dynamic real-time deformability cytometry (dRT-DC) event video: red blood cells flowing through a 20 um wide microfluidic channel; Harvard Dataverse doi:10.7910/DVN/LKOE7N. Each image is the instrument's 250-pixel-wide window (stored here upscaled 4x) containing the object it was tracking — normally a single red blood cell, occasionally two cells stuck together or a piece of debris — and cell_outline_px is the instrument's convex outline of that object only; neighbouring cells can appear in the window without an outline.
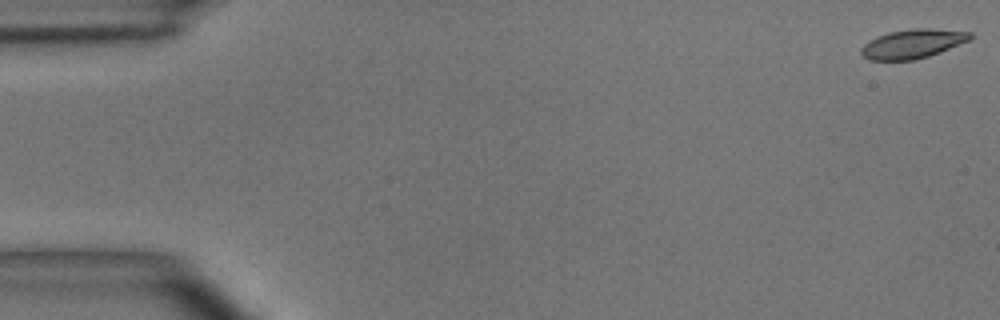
{"species": "common noctule bat (a hibernating species)", "species_latin": "Nyctalus noctula", "temperature_condition": "room temperature", "stored_images_in_passage": 49, "camera_frame_rate_fps": 3000, "um_per_image_px": 0.085, "animal": {"sex": "male", "body_mass_g": 15.6}, "frame": {"image": 1, "passage_image": 1, "time_ms": 0.0, "image_size_px": [1000, 320], "cell_outline_px": [[972, 36], [968, 40], [940, 52], [916, 60], [868, 60], [860, 52], [860, 48], [868, 40], [876, 36], [888, 32], [912, 28], [932, 28], [972, 32]], "centroid_in_image_um": [77.53, 3.71], "position_along_channel_um": 7.5, "area_um2": 18.55}}
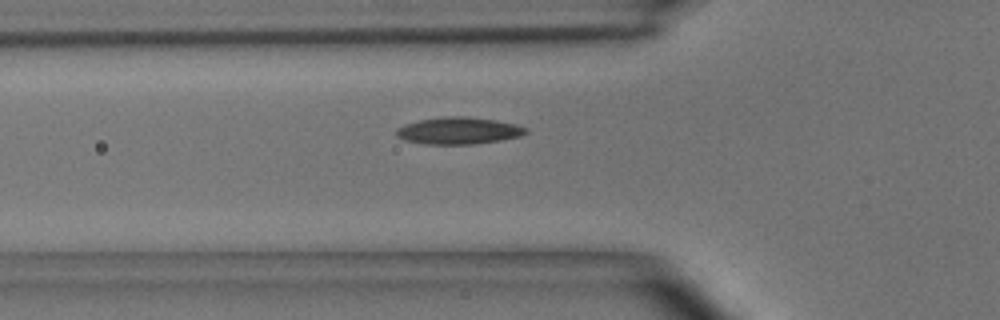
{"frame": {"image": 2, "passage_image": 17, "time_ms": 5.333, "image_size_px": [1000, 320], "cell_outline_px": [[528, 132], [520, 136], [500, 140], [472, 144], [424, 144], [404, 140], [396, 136], [396, 128], [404, 124], [420, 120], [444, 116], [464, 116], [496, 120], [516, 124], [528, 128]], "centroid_in_image_um": [38.97, 11.1], "position_along_channel_um": 86.8, "area_um2": 20.4}}
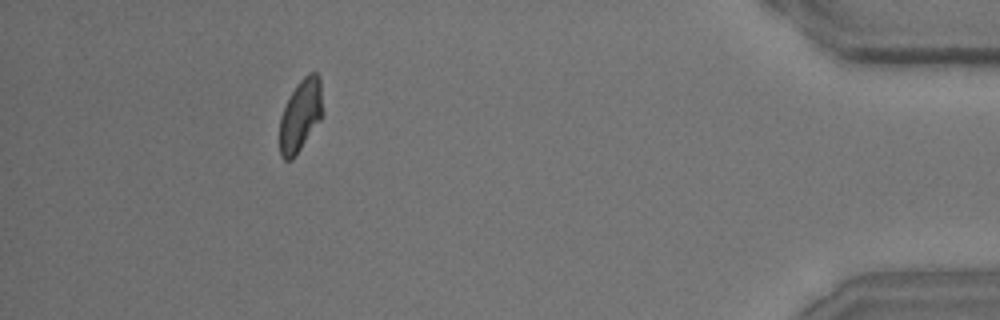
{"frame": {"image": 3, "passage_image": 45, "time_ms": 14.667, "image_size_px": [1000, 320], "cell_outline_px": [[324, 112], [320, 120], [292, 160], [284, 160], [280, 156], [280, 116], [296, 84], [308, 72], [316, 72], [320, 80]], "centroid_in_image_um": [25.56, 9.79], "position_along_channel_um": 409.6, "area_um2": 18.03}, "authors_computed_cell_mechanics": {"area_um2": 18.785, "velocity_mm_per_s": 4.0574, "shape_relaxation_time_tau1_ms": 4.3054, "shape_relaxation_time_tau2_ms": 4.5954, "deformation_change_tau1": 0.1521, "deformation_change_tau2": 0.1141}}